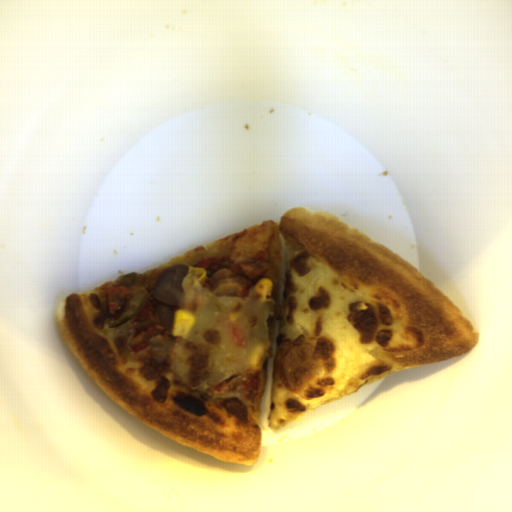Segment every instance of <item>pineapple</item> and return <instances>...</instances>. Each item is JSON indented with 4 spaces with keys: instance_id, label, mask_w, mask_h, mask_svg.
<instances>
[{
    "instance_id": "pineapple-1",
    "label": "pineapple",
    "mask_w": 512,
    "mask_h": 512,
    "mask_svg": "<svg viewBox=\"0 0 512 512\" xmlns=\"http://www.w3.org/2000/svg\"><path fill=\"white\" fill-rule=\"evenodd\" d=\"M175 309L192 312L188 337L176 335L171 365L190 388L211 387L252 365L257 347L269 350V319L276 311L271 292L259 301L257 288L243 297H222L194 286L186 275Z\"/></svg>"
}]
</instances>
